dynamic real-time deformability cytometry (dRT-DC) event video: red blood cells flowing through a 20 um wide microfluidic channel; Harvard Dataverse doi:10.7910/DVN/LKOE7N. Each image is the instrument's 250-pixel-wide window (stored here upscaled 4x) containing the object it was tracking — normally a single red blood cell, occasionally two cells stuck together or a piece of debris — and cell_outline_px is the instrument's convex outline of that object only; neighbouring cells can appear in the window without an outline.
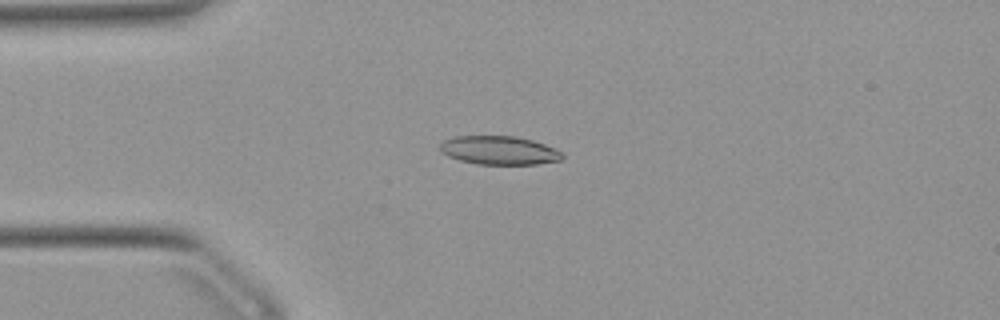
{"species": "Egyptian fruit bat (a non-hibernating species)", "species_latin": "Rousettus aegyptiacus", "temperature_condition": "warm", "stored_images_in_passage": 52, "camera_frame_rate_fps": 3000, "um_per_image_px": 0.085, "animal": {"sex": "female"}, "frame": {"image": 1, "passage_image": 13, "time_ms": 4.0, "image_size_px": [1000, 320], "cell_outline_px": [[564, 156], [560, 160], [536, 164], [476, 164], [460, 160], [448, 156], [440, 148], [440, 144], [444, 140], [456, 136], [512, 136], [532, 140], [556, 148]], "centroid_in_image_um": [42.44, 12.78], "position_along_channel_um": 42.6, "area_um2": 20.17}}
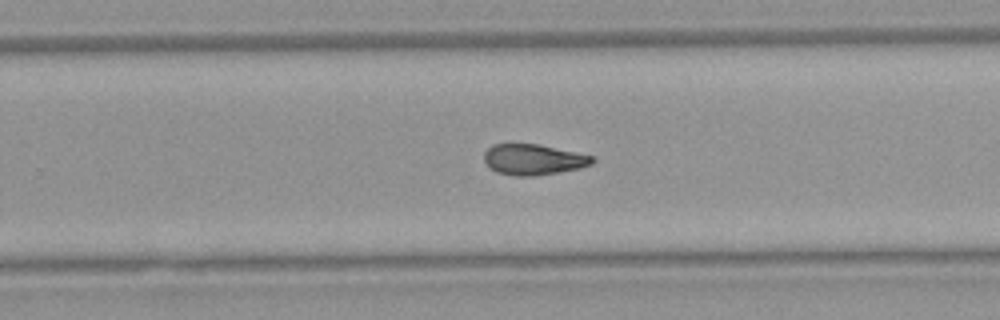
{"frame": {"image": 2, "passage_image": 33, "time_ms": 10.667, "image_size_px": [1000, 320], "cell_outline_px": [[596, 160], [592, 164], [580, 168], [532, 176], [516, 176], [496, 172], [484, 160], [484, 152], [492, 144], [540, 144], [592, 156]], "centroid_in_image_um": [45.33, 13.55], "position_along_channel_um": 284.5, "area_um2": 19.19}}
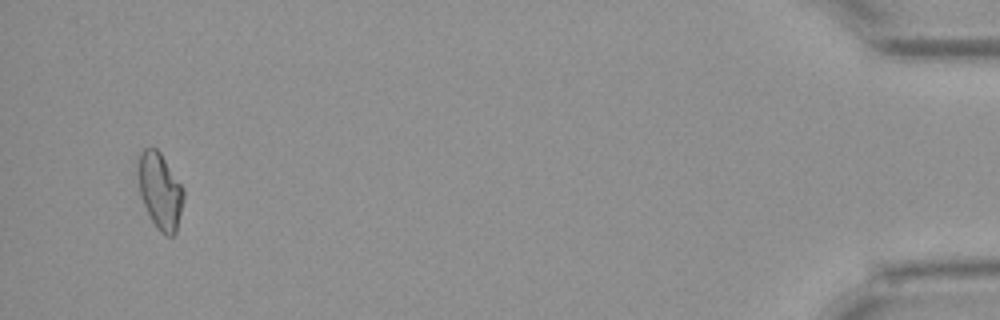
{"frame": {"image": 3, "passage_image": 50, "time_ms": 16.333, "image_size_px": [1000, 320], "cell_outline_px": [[184, 196], [176, 232], [172, 236], [164, 236], [156, 228], [144, 204], [140, 192], [136, 172], [140, 152], [144, 148], [152, 144], [160, 152], [184, 188]], "centroid_in_image_um": [13.59, 16.18], "position_along_channel_um": 421.6, "area_um2": 20.4}, "authors_computed_cell_mechanics": {"area_um2": 19.9988, "velocity_mm_per_s": 3.9292, "shape_relaxation_time_tau1_ms": null, "shape_relaxation_time_tau2_ms": 4.1951, "deformation_change_tau1": null, "deformation_change_tau2": 0.1145}}